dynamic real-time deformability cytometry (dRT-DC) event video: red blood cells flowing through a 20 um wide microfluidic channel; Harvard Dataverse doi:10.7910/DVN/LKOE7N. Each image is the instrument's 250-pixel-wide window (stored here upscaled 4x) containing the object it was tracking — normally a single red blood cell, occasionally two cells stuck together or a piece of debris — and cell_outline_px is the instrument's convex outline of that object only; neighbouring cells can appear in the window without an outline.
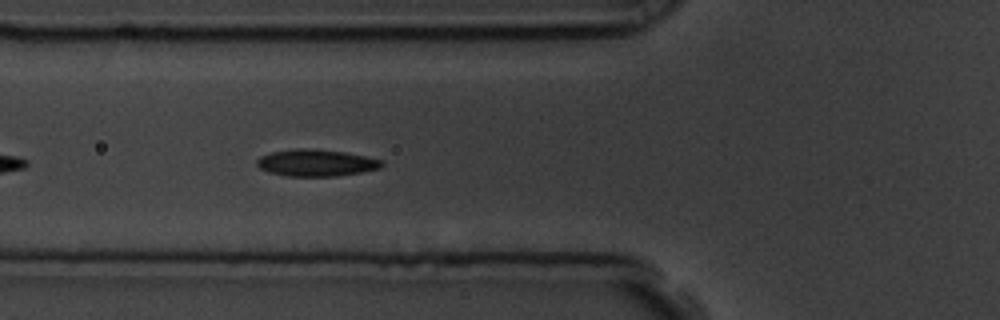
{"species": "common noctule bat (a hibernating species)", "species_latin": "Nyctalus noctula", "temperature_condition": "room temperature", "stored_images_in_passage": 33, "camera_frame_rate_fps": 3000, "um_per_image_px": 0.085, "animal": {"sex": "male", "body_mass_g": 19.5, "forearm_length_mm": 54.6}, "frame": {"image": 1, "passage_image": 6, "time_ms": 1.667, "image_size_px": [1000, 320], "cell_outline_px": [[384, 164], [380, 168], [360, 172], [336, 176], [288, 176], [268, 172], [260, 168], [256, 164], [256, 160], [260, 156], [272, 152], [296, 148], [308, 148], [344, 152], [384, 160]], "centroid_in_image_um": [26.86, 13.84], "position_along_channel_um": 98.9, "area_um2": 19.48}}
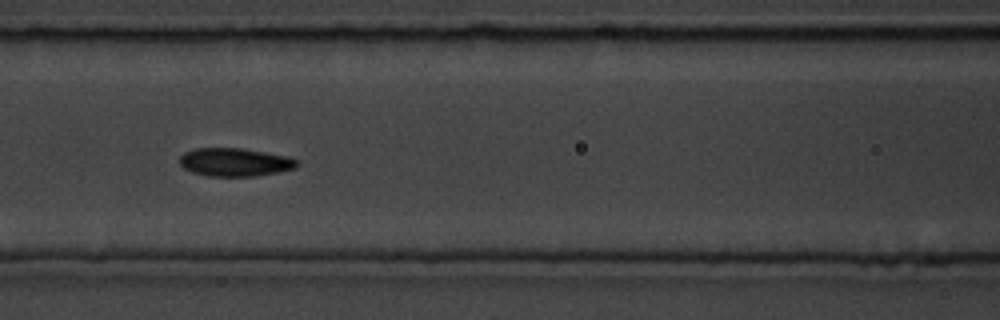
{"frame": {"image": 2, "passage_image": 10, "time_ms": 3.0, "image_size_px": [1000, 320], "cell_outline_px": [[300, 164], [296, 168], [280, 172], [256, 176], [208, 176], [192, 172], [184, 168], [180, 164], [180, 156], [184, 152], [196, 148], [240, 148], [288, 156], [296, 160]], "centroid_in_image_um": [19.98, 13.79], "position_along_channel_um": 146.6, "area_um2": 19.36}}
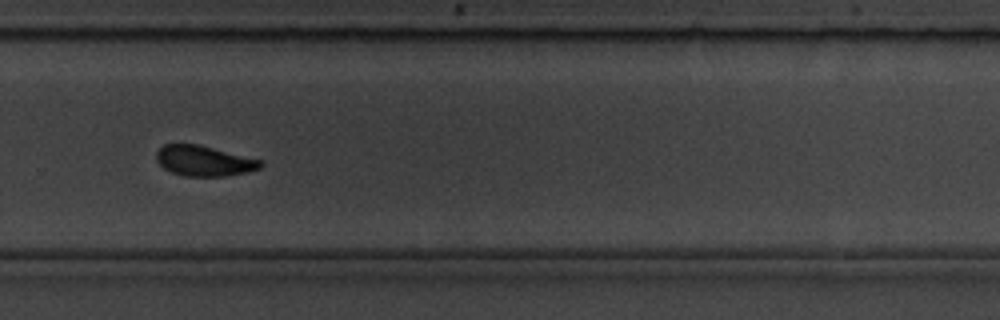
{"frame": {"image": 3, "passage_image": 24, "time_ms": 7.667, "image_size_px": [1000, 320], "cell_outline_px": [[264, 164], [260, 168], [248, 172], [224, 176], [184, 176], [172, 172], [164, 168], [156, 160], [156, 152], [164, 144], [196, 144], [264, 160]], "centroid_in_image_um": [17.37, 13.67], "position_along_channel_um": 312.4, "area_um2": 18.44}, "authors_computed_cell_mechanics": {"area_um2": 19.2474, "velocity_mm_per_s": 3.5614, "shape_relaxation_time_tau1_ms": 3.0356, "shape_relaxation_time_tau2_ms": 2.9414, "deformation_change_tau1": 0.1179, "deformation_change_tau2": 0.0858}}